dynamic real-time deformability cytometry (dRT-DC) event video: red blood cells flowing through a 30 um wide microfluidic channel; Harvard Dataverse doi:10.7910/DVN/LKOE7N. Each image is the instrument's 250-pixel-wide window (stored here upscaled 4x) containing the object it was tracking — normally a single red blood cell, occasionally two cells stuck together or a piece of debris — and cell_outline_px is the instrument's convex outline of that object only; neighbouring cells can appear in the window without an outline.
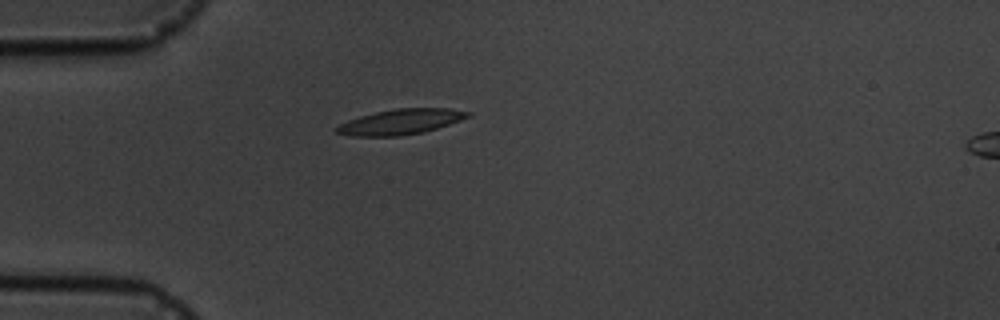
{"species": "common noctule bat (a hibernating species)", "species_latin": "Nyctalus noctula", "temperature_condition": "cold", "stored_images_in_passage": 3, "camera_frame_rate_fps": 3000, "um_per_image_px": 0.085, "animal": {"sex": "male", "body_mass_g": 19.5, "forearm_length_mm": 54.6}, "frame": {"image": 1, "passage_image": 3, "time_ms": 2.667, "image_size_px": [1000, 320], "cell_outline_px": [[472, 116], [424, 132], [400, 136], [352, 136], [336, 132], [332, 128], [348, 120], [360, 116], [376, 112], [396, 108], [448, 108], [472, 112]], "centroid_in_image_um": [34.05, 10.35], "position_along_channel_um": 50.9, "area_um2": 19.36}}